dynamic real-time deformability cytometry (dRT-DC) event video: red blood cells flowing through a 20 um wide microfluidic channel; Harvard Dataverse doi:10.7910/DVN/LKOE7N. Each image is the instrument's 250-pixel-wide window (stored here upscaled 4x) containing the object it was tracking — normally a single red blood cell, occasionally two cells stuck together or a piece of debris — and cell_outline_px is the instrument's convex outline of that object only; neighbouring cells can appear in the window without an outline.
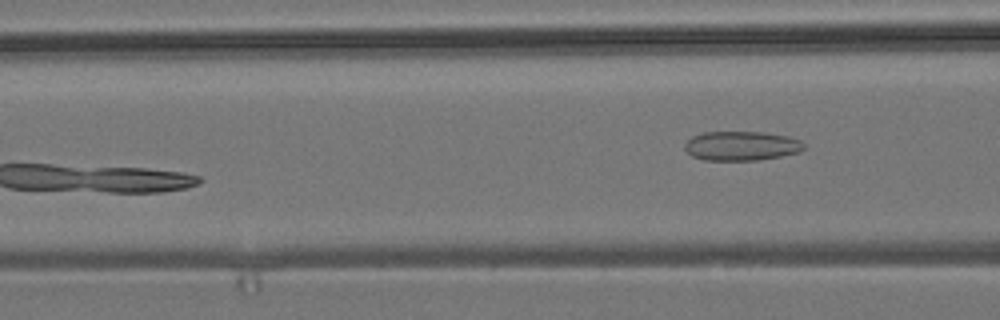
{"species": "common noctule bat (a hibernating species)", "species_latin": "Nyctalus noctula", "temperature_condition": "room temperature", "stored_images_in_passage": 5, "camera_frame_rate_fps": 3000, "um_per_image_px": 0.085, "animal": {"sex": "male", "body_mass_g": 19.2, "forearm_length_mm": 51.8}, "frame": {"image": 1, "passage_image": 5, "time_ms": 5.0, "image_size_px": [1000, 320], "cell_outline_px": [[804, 148], [800, 152], [760, 160], [704, 160], [692, 156], [684, 148], [684, 144], [692, 136], [704, 132], [764, 132], [788, 136], [800, 140], [804, 144]], "centroid_in_image_um": [63.02, 12.4], "position_along_channel_um": 103.6, "area_um2": 20.4}}